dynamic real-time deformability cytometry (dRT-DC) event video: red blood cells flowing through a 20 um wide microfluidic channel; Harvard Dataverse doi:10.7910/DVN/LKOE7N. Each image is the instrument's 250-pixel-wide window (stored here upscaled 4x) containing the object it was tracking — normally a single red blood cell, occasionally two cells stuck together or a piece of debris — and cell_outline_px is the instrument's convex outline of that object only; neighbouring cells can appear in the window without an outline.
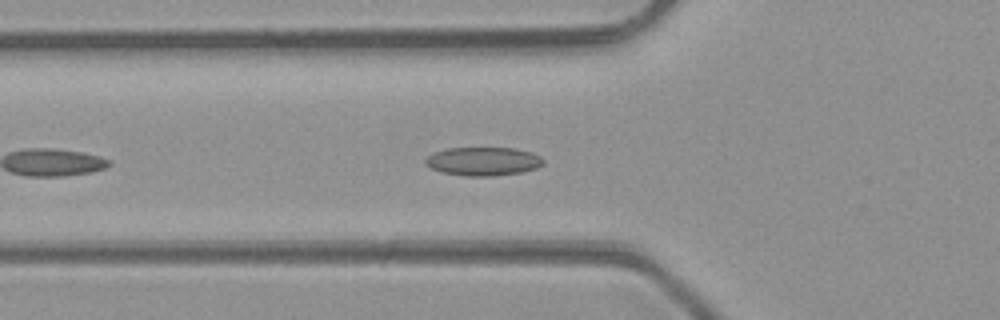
{"species": "common noctule bat (a hibernating species)", "species_latin": "Nyctalus noctula", "temperature_condition": "room temperature", "stored_images_in_passage": 12, "camera_frame_rate_fps": 3000, "um_per_image_px": 0.085, "animal": {"sex": "male", "body_mass_g": 23.1, "forearm_length_mm": 52.7}, "frame": {"image": 1, "passage_image": 6, "time_ms": 1.667, "image_size_px": [1000, 320], "cell_outline_px": [[544, 164], [536, 168], [520, 172], [492, 176], [468, 176], [444, 172], [432, 168], [424, 164], [424, 160], [432, 152], [448, 148], [516, 148], [532, 152], [540, 156], [544, 160]], "centroid_in_image_um": [41.08, 13.7], "position_along_channel_um": 84.7, "area_um2": 19.59}}
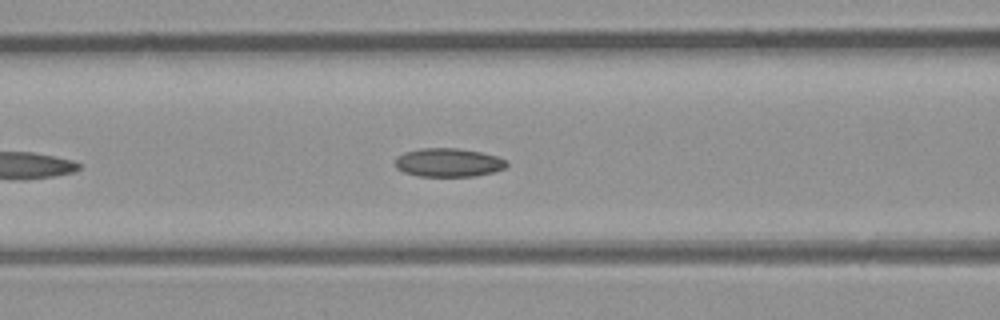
{"frame": {"image": 2, "passage_image": 9, "time_ms": 2.667, "image_size_px": [1000, 320], "cell_outline_px": [[508, 164], [504, 168], [492, 172], [472, 176], [420, 176], [404, 172], [396, 168], [396, 156], [404, 152], [420, 148], [456, 148], [480, 152], [496, 156], [508, 160]], "centroid_in_image_um": [38.1, 13.81], "position_along_channel_um": 128.5, "area_um2": 18.5}}